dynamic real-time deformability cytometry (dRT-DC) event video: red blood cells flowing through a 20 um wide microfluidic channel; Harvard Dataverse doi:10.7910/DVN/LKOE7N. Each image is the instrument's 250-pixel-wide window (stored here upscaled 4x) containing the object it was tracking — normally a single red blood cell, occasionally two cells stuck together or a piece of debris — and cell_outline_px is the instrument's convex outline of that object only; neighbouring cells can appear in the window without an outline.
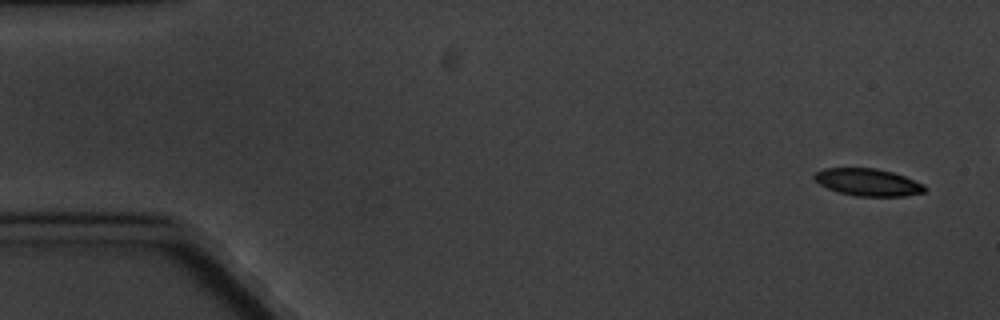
{"species": "common noctule bat (a hibernating species)", "species_latin": "Nyctalus noctula", "temperature_condition": "cold", "stored_images_in_passage": 6, "camera_frame_rate_fps": 3000, "um_per_image_px": 0.085, "animal": {"sex": "male", "body_mass_g": 20.1, "forearm_length_mm": 53.5}, "frame": {"image": 1, "passage_image": 1, "time_ms": 0.0, "image_size_px": [1000, 320], "cell_outline_px": [[928, 188], [924, 192], [904, 196], [856, 196], [840, 192], [828, 188], [820, 184], [812, 176], [816, 172], [824, 168], [876, 168], [892, 172], [904, 176], [924, 184]], "centroid_in_image_um": [73.79, 15.49], "position_along_channel_um": 11.2, "area_um2": 17.46}}